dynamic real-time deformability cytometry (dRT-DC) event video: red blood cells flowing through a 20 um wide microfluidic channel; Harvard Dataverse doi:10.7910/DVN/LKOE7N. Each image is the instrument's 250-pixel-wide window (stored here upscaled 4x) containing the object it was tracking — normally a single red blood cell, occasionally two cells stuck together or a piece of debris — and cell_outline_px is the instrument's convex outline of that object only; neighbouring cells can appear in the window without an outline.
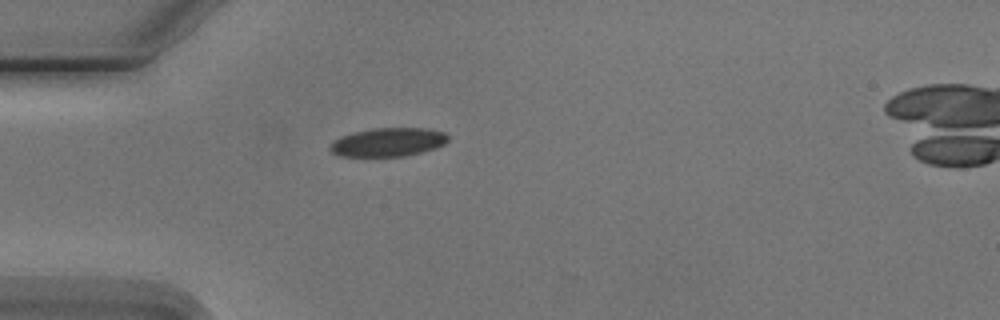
{"species": "Egyptian fruit bat (a non-hibernating species)", "species_latin": "Rousettus aegyptiacus", "temperature_condition": "cold", "stored_images_in_passage": 3, "camera_frame_rate_fps": 3000, "um_per_image_px": 0.085, "animal": {"sex": "male"}, "frame": {"image": 1, "passage_image": 1, "time_ms": 0.0, "image_size_px": [1000, 320], "cell_outline_px": [[448, 140], [444, 144], [436, 148], [404, 156], [340, 156], [332, 152], [328, 148], [340, 136], [356, 132], [376, 128], [424, 128], [444, 132], [448, 136]], "centroid_in_image_um": [33.01, 12.08], "position_along_channel_um": 52.0, "area_um2": 19.42}}
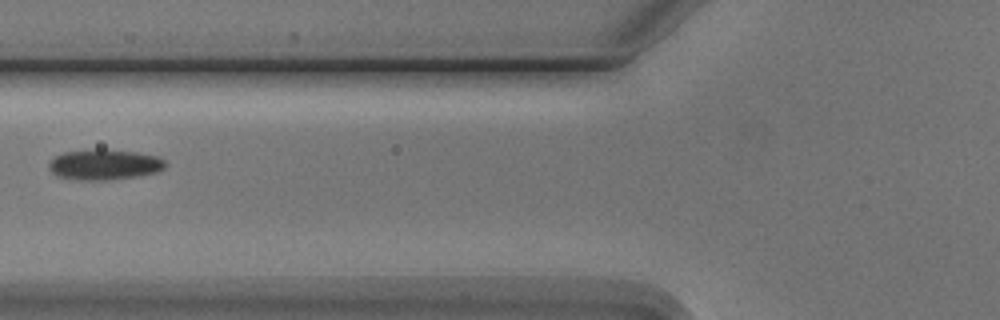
{"frame": {"image": 2, "passage_image": 3, "time_ms": 2.0, "image_size_px": [1000, 320], "cell_outline_px": [[168, 164], [164, 168], [156, 172], [140, 176], [108, 180], [76, 180], [56, 176], [48, 168], [48, 164], [56, 156], [64, 152], [96, 148], [104, 148], [136, 152], [156, 156], [164, 160]], "centroid_in_image_um": [8.87, 13.98], "position_along_channel_um": 116.9, "area_um2": 21.04}}